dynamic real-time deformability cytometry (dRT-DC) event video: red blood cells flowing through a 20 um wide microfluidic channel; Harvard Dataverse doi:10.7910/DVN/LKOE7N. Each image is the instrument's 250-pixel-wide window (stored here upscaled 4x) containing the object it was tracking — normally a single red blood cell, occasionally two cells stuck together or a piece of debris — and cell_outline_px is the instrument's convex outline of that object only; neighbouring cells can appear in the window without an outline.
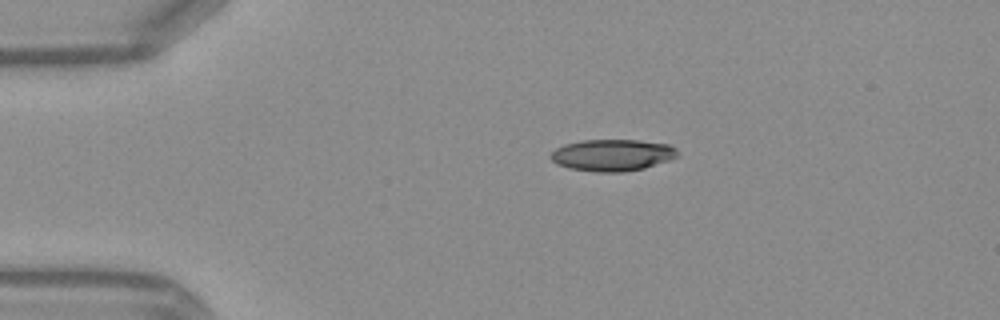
{"species": "Egyptian fruit bat (a non-hibernating species)", "species_latin": "Rousettus aegyptiacus", "temperature_condition": "warm", "stored_images_in_passage": 11, "camera_frame_rate_fps": 3000, "um_per_image_px": 0.085, "frame": {"image": 1, "passage_image": 1, "time_ms": 0.0, "image_size_px": [1000, 320], "cell_outline_px": [[680, 152], [676, 156], [668, 160], [644, 168], [624, 172], [596, 172], [568, 168], [556, 164], [548, 156], [556, 148], [564, 144], [584, 140], [640, 140], [668, 144], [676, 148]], "centroid_in_image_um": [52.03, 13.18], "position_along_channel_um": 33.0, "area_um2": 23.52}}
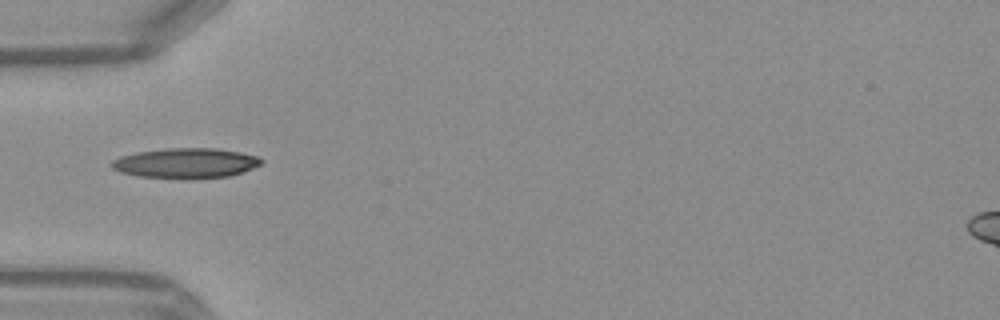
{"frame": {"image": 2, "passage_image": 7, "time_ms": 2.0, "image_size_px": [1000, 320], "cell_outline_px": [[264, 164], [228, 176], [188, 180], [136, 176], [120, 172], [112, 168], [108, 164], [112, 160], [120, 156], [136, 152], [164, 148], [216, 148], [240, 152], [260, 156], [264, 160]], "centroid_in_image_um": [15.78, 13.87], "position_along_channel_um": 69.2, "area_um2": 26.88}}
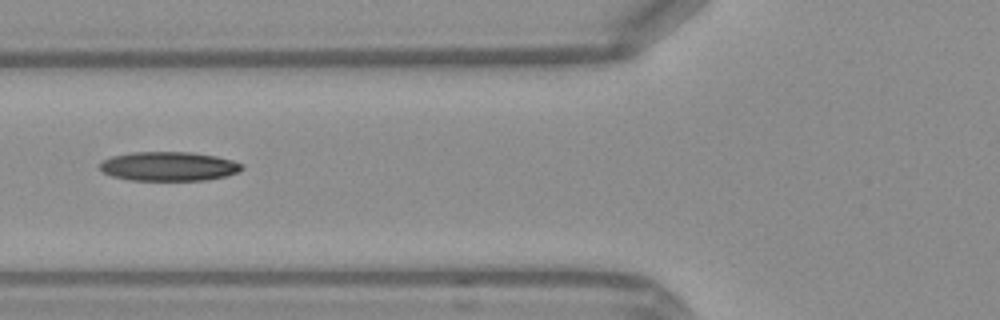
{"frame": {"image": 3, "passage_image": 10, "time_ms": 3.0, "image_size_px": [1000, 320], "cell_outline_px": [[244, 168], [236, 172], [224, 176], [204, 180], [128, 180], [112, 176], [104, 172], [100, 168], [100, 164], [104, 160], [112, 156], [132, 152], [192, 152], [216, 156], [232, 160], [244, 164]], "centroid_in_image_um": [14.35, 14.13], "position_along_channel_um": 111.5, "area_um2": 24.04}}